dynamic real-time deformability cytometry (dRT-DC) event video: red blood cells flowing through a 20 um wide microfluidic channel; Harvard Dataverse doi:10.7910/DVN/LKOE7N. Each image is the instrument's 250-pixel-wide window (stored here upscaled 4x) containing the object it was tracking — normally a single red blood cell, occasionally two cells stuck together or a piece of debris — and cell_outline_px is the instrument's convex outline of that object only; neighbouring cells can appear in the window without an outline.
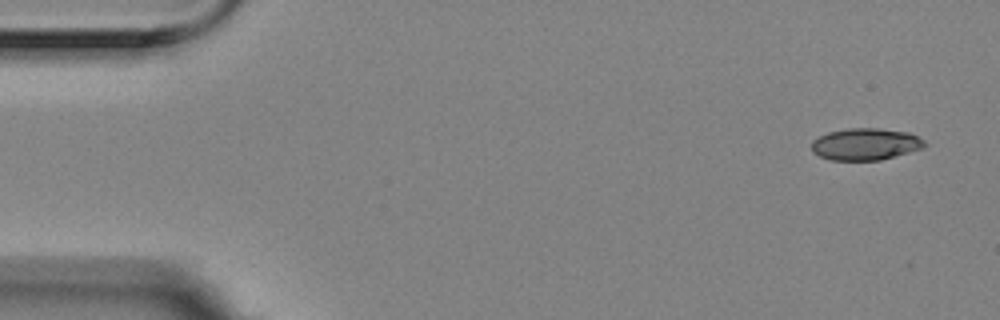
{"species": "Egyptian fruit bat (a non-hibernating species)", "species_latin": "Rousettus aegyptiacus", "temperature_condition": "room temperature", "stored_images_in_passage": 5, "camera_frame_rate_fps": 3000, "um_per_image_px": 0.085, "animal": {"sex": "female"}, "frame": {"image": 1, "passage_image": 1, "time_ms": 0.0, "image_size_px": [1000, 320], "cell_outline_px": [[928, 144], [924, 148], [880, 160], [832, 160], [820, 156], [812, 152], [812, 140], [828, 132], [848, 128], [880, 128], [908, 132], [920, 136]], "centroid_in_image_um": [73.61, 12.24], "position_along_channel_um": 11.4, "area_um2": 21.15}}
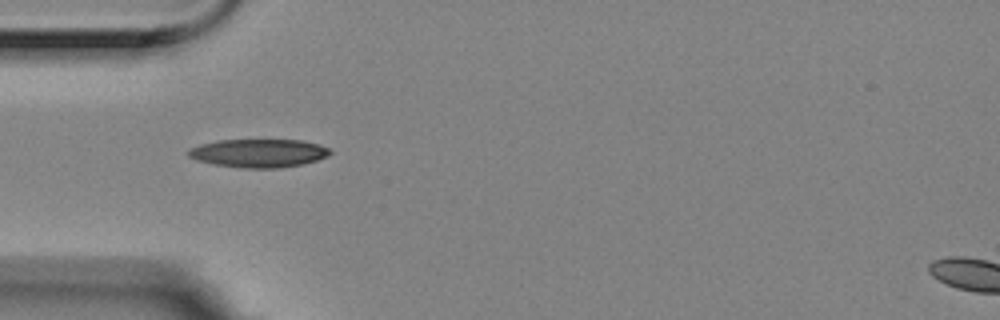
{"frame": {"image": 2, "passage_image": 5, "time_ms": 1.333, "image_size_px": [1000, 320], "cell_outline_px": [[332, 152], [328, 156], [316, 160], [300, 164], [280, 168], [240, 168], [212, 164], [196, 160], [188, 156], [184, 152], [188, 148], [200, 144], [216, 140], [304, 140], [328, 148]], "centroid_in_image_um": [21.9, 13.02], "position_along_channel_um": 63.1, "area_um2": 23.58}}